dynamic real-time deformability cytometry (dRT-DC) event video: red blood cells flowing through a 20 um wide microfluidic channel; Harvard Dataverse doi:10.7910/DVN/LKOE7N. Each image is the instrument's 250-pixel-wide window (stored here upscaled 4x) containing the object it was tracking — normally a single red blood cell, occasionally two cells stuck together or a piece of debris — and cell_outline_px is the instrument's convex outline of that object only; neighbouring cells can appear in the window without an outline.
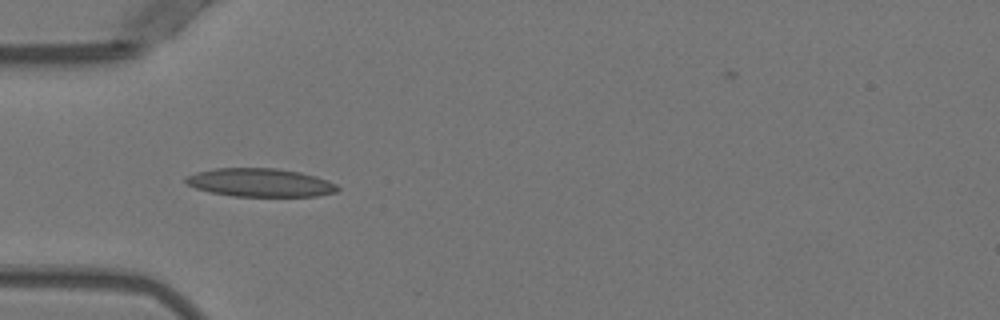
{"species": "Egyptian fruit bat (a non-hibernating species)", "species_latin": "Rousettus aegyptiacus", "temperature_condition": "warm", "stored_images_in_passage": 34, "camera_frame_rate_fps": 3000, "um_per_image_px": 0.085, "animal": {"sex": "female"}, "frame": {"image": 1, "passage_image": 1, "time_ms": 0.0, "image_size_px": [1000, 320], "cell_outline_px": [[340, 188], [336, 192], [316, 196], [232, 196], [212, 192], [196, 188], [188, 184], [184, 180], [184, 176], [196, 172], [216, 168], [276, 168], [300, 172], [316, 176], [328, 180], [336, 184]], "centroid_in_image_um": [22.12, 15.51], "position_along_channel_um": 62.9, "area_um2": 25.09}}
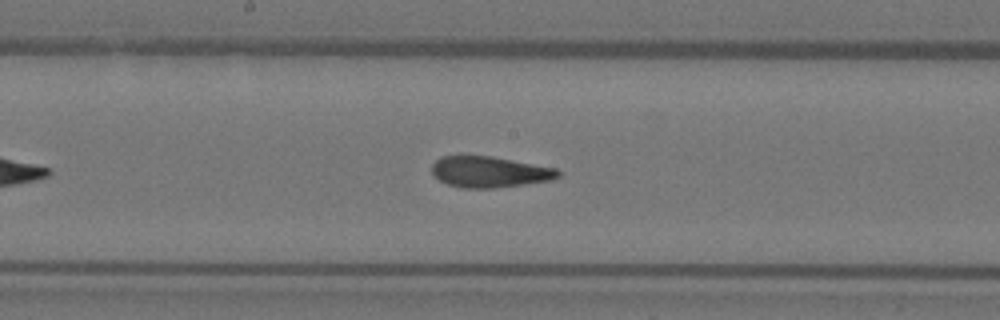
{"frame": {"image": 2, "passage_image": 12, "time_ms": 3.667, "image_size_px": [1000, 320], "cell_outline_px": [[560, 176], [552, 180], [524, 184], [492, 188], [460, 188], [448, 184], [440, 180], [432, 172], [432, 164], [440, 156], [460, 152], [492, 156], [556, 168], [560, 172]], "centroid_in_image_um": [41.54, 14.56], "position_along_channel_um": 206.7, "area_um2": 23.47}}
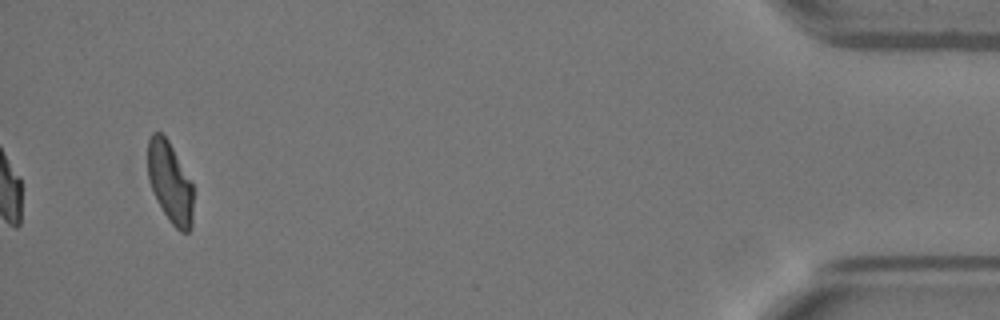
{"frame": {"image": 3, "passage_image": 34, "time_ms": 11.0, "image_size_px": [1000, 320], "cell_outline_px": [[192, 228], [188, 232], [180, 232], [168, 220], [148, 180], [148, 140], [152, 132], [160, 132], [168, 140], [192, 184]], "centroid_in_image_um": [14.45, 15.51], "position_along_channel_um": 420.8, "area_um2": 21.04}, "authors_computed_cell_mechanics": {"area_um2": 23.3512, "velocity_mm_per_s": 3.9507, "shape_relaxation_time_tau1_ms": 8.5312, "shape_relaxation_time_tau2_ms": 1.3358, "deformation_change_tau1": 0.2449, "deformation_change_tau2": 0.0768}}